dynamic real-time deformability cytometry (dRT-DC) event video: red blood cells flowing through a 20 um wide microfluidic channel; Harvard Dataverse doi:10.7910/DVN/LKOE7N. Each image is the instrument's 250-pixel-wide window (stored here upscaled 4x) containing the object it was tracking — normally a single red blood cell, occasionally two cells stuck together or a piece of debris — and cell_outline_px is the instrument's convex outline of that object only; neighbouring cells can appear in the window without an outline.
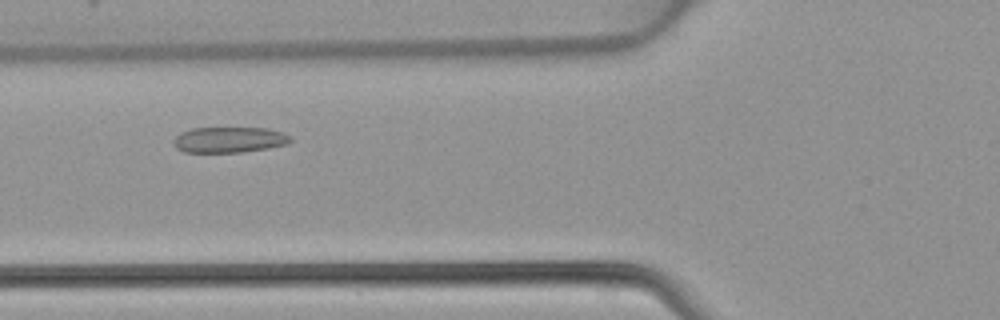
{"species": "common noctule bat (a hibernating species)", "species_latin": "Nyctalus noctula", "temperature_condition": "warm", "stored_images_in_passage": 41, "camera_frame_rate_fps": 3000, "um_per_image_px": 0.085, "animal": {"sex": "female", "body_mass_g": 22.7, "forearm_length_mm": 54.2}, "frame": {"image": 1, "passage_image": 12, "time_ms": 3.667, "image_size_px": [1000, 320], "cell_outline_px": [[292, 140], [288, 144], [268, 148], [240, 152], [184, 152], [176, 148], [172, 144], [172, 140], [180, 132], [192, 128], [268, 128], [284, 132], [292, 136]], "centroid_in_image_um": [19.49, 11.87], "position_along_channel_um": 106.3, "area_um2": 17.74}}
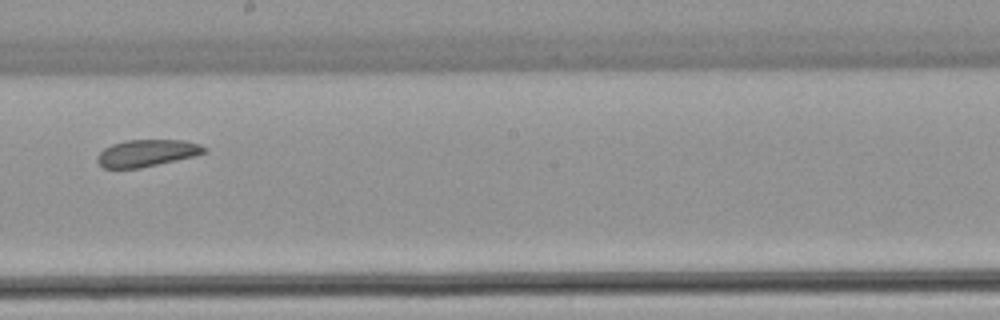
{"frame": {"image": 2, "passage_image": 21, "time_ms": 6.667, "image_size_px": [1000, 320], "cell_outline_px": [[208, 152], [196, 156], [140, 168], [104, 168], [96, 160], [96, 156], [104, 148], [112, 144], [128, 140], [184, 140], [200, 144], [208, 148]], "centroid_in_image_um": [12.53, 13.01], "position_along_channel_um": 235.7, "area_um2": 16.94}}
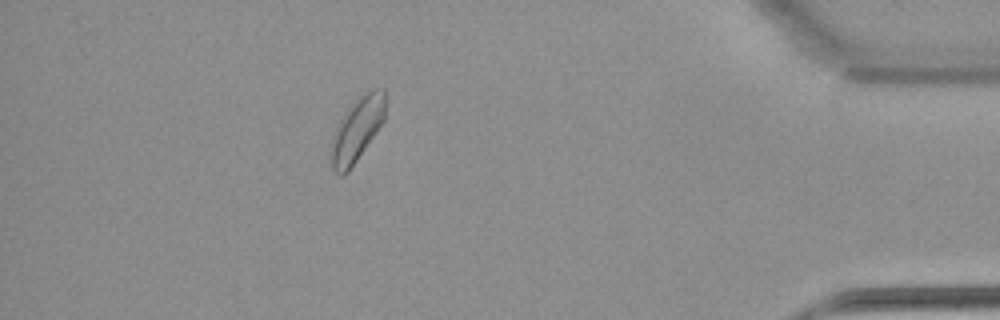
{"frame": {"image": 3, "passage_image": 36, "time_ms": 11.667, "image_size_px": [1000, 320], "cell_outline_px": [[384, 120], [376, 132], [348, 172], [344, 176], [340, 176], [332, 168], [332, 136], [344, 112], [364, 92], [372, 88], [384, 88]], "centroid_in_image_um": [30.34, 11.0], "position_along_channel_um": 404.9, "area_um2": 19.77}}